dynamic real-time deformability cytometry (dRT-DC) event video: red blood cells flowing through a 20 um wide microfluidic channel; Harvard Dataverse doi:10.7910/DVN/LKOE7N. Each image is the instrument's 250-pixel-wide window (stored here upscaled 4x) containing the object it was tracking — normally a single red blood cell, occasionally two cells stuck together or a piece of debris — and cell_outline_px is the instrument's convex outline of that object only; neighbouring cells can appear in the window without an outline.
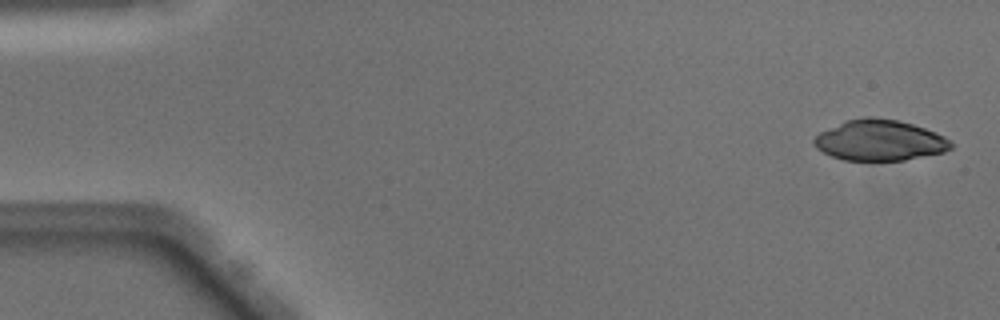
{"species": "Egyptian fruit bat (a non-hibernating species)", "species_latin": "Rousettus aegyptiacus", "temperature_condition": "warm", "stored_images_in_passage": 50, "camera_frame_rate_fps": 3000, "um_per_image_px": 0.085, "animal": {"sex": "male"}, "frame": {"image": 1, "passage_image": 2, "time_ms": 0.333, "image_size_px": [1000, 320], "cell_outline_px": [[952, 148], [944, 152], [904, 160], [844, 160], [832, 156], [816, 148], [812, 140], [820, 132], [844, 120], [864, 116], [872, 116], [896, 120], [912, 124], [936, 132], [944, 136], [952, 144]], "centroid_in_image_um": [74.75, 11.91], "position_along_channel_um": 10.3, "area_um2": 32.48}}
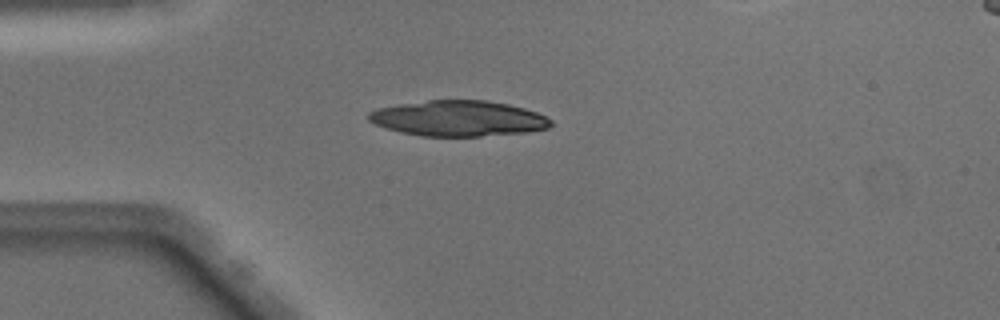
{"frame": {"image": 2, "passage_image": 13, "time_ms": 4.0, "image_size_px": [1000, 320], "cell_outline_px": [[552, 124], [548, 128], [524, 132], [480, 136], [424, 136], [400, 132], [384, 128], [368, 120], [368, 112], [376, 108], [400, 104], [428, 100], [488, 100], [508, 104], [524, 108], [536, 112], [552, 120]], "centroid_in_image_um": [38.93, 10.06], "position_along_channel_um": 46.1, "area_um2": 37.74}}